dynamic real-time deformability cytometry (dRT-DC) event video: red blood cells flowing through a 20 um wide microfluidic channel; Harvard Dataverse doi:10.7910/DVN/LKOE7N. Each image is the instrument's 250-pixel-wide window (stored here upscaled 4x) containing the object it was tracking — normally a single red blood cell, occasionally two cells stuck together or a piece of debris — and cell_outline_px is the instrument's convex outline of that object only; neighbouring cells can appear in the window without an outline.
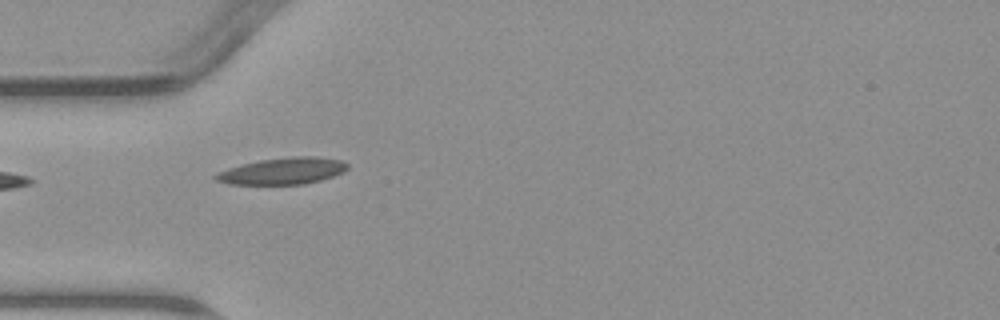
{"species": "common noctule bat (a hibernating species)", "species_latin": "Nyctalus noctula", "temperature_condition": "warm", "stored_images_in_passage": 3, "camera_frame_rate_fps": 3000, "um_per_image_px": 0.085, "animal": {"sex": "male", "body_mass_g": 23.1, "forearm_length_mm": 52.7}, "frame": {"image": 1, "passage_image": 3, "time_ms": 5.0, "image_size_px": [1000, 320], "cell_outline_px": [[348, 168], [344, 172], [320, 180], [304, 184], [228, 184], [216, 180], [212, 176], [216, 172], [228, 168], [260, 160], [292, 156], [316, 156], [344, 160], [348, 164]], "centroid_in_image_um": [24.05, 14.53], "position_along_channel_um": 61.0, "area_um2": 20.52}}